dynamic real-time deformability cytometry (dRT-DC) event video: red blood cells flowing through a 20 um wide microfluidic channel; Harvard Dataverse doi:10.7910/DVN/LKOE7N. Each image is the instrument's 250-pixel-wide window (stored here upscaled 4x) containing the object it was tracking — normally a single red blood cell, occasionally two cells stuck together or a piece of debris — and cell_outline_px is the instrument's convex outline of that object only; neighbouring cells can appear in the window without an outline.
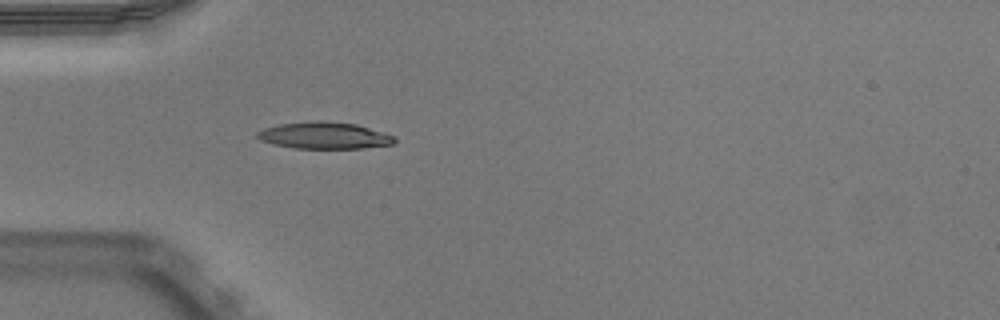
{"species": "Egyptian fruit bat (a non-hibernating species)", "species_latin": "Rousettus aegyptiacus", "temperature_condition": "warm", "stored_images_in_passage": 36, "camera_frame_rate_fps": 3000, "um_per_image_px": 0.085, "animal": {"sex": "male"}, "frame": {"image": 1, "passage_image": 1, "time_ms": 0.0, "image_size_px": [1000, 320], "cell_outline_px": [[396, 140], [392, 144], [364, 148], [296, 148], [272, 144], [260, 140], [256, 136], [256, 132], [264, 128], [280, 124], [308, 120], [320, 120], [356, 124], [396, 136]], "centroid_in_image_um": [27.54, 11.5], "position_along_channel_um": 57.5, "area_um2": 21.5}}
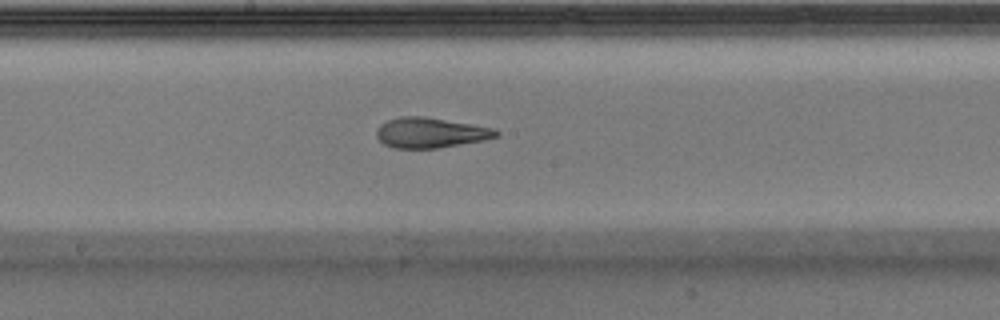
{"frame": {"image": 2, "passage_image": 13, "time_ms": 4.0, "image_size_px": [1000, 320], "cell_outline_px": [[500, 132], [496, 136], [480, 140], [460, 144], [436, 148], [396, 148], [384, 144], [376, 136], [376, 128], [380, 124], [388, 120], [400, 116], [424, 116], [496, 128]], "centroid_in_image_um": [36.55, 11.26], "position_along_channel_um": 211.6, "area_um2": 20.92}}
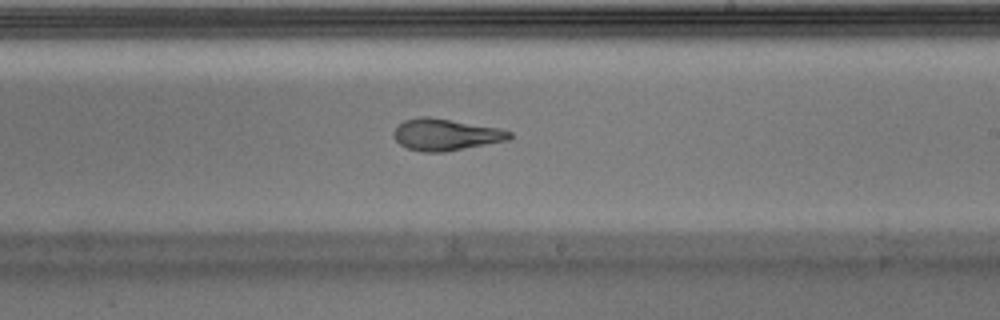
{"frame": {"image": 3, "passage_image": 16, "time_ms": 5.0, "image_size_px": [1000, 320], "cell_outline_px": [[512, 136], [508, 140], [444, 152], [424, 152], [408, 148], [400, 144], [392, 136], [392, 132], [404, 120], [420, 116], [428, 116], [500, 128], [512, 132]], "centroid_in_image_um": [37.87, 11.43], "position_along_channel_um": 251.1, "area_um2": 21.33}, "authors_computed_cell_mechanics": {"area_um2": 21.3571, "velocity_mm_per_s": 3.965, "shape_relaxation_time_tau1_ms": 4.7604, "shape_relaxation_time_tau2_ms": 2.4341, "deformation_change_tau1": 0.1969, "deformation_change_tau2": 0.127}}